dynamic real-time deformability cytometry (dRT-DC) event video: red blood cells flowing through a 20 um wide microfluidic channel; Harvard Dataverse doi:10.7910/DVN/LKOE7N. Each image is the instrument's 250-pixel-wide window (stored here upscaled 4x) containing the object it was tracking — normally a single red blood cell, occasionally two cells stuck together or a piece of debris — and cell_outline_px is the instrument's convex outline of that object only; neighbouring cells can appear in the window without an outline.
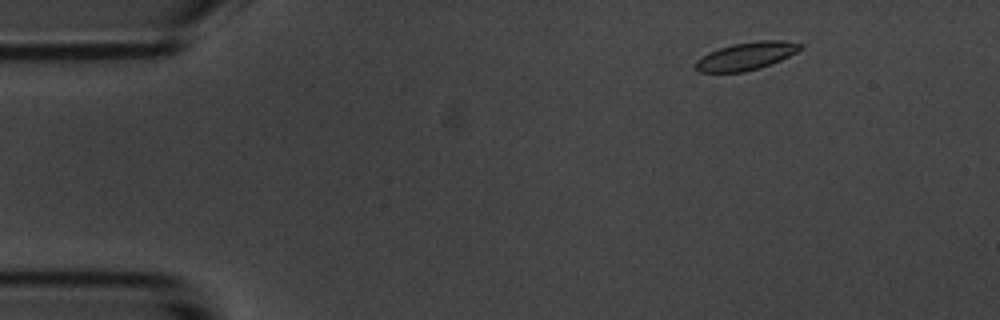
{"species": "common noctule bat (a hibernating species)", "species_latin": "Nyctalus noctula", "temperature_condition": "room temperature", "stored_images_in_passage": 4, "camera_frame_rate_fps": 3000, "um_per_image_px": 0.085, "animal": {"sex": "male", "body_mass_g": 20.1, "forearm_length_mm": 53.5}, "frame": {"image": 1, "passage_image": 2, "time_ms": 1.0, "image_size_px": [1000, 320], "cell_outline_px": [[804, 48], [772, 64], [760, 68], [744, 72], [700, 72], [696, 68], [696, 60], [708, 52], [732, 44], [760, 40], [780, 40], [804, 44]], "centroid_in_image_um": [63.46, 4.76], "position_along_channel_um": 21.5, "area_um2": 16.94}}